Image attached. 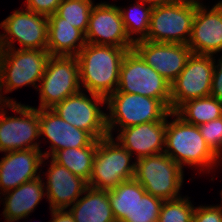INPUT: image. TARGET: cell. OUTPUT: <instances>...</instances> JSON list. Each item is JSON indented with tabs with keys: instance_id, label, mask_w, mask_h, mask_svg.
<instances>
[{
	"instance_id": "cell-1",
	"label": "cell",
	"mask_w": 222,
	"mask_h": 222,
	"mask_svg": "<svg viewBox=\"0 0 222 222\" xmlns=\"http://www.w3.org/2000/svg\"><path fill=\"white\" fill-rule=\"evenodd\" d=\"M131 49L86 43L76 55L80 86L104 98L116 92L121 62Z\"/></svg>"
},
{
	"instance_id": "cell-2",
	"label": "cell",
	"mask_w": 222,
	"mask_h": 222,
	"mask_svg": "<svg viewBox=\"0 0 222 222\" xmlns=\"http://www.w3.org/2000/svg\"><path fill=\"white\" fill-rule=\"evenodd\" d=\"M173 121L166 120L164 153L182 168L183 165L210 169L219 164V158L207 146L198 126L185 122L175 112H170ZM203 169V170H202Z\"/></svg>"
},
{
	"instance_id": "cell-3",
	"label": "cell",
	"mask_w": 222,
	"mask_h": 222,
	"mask_svg": "<svg viewBox=\"0 0 222 222\" xmlns=\"http://www.w3.org/2000/svg\"><path fill=\"white\" fill-rule=\"evenodd\" d=\"M50 56L47 49H0V104L17 103L2 96L3 89L9 93L29 84L37 89Z\"/></svg>"
},
{
	"instance_id": "cell-4",
	"label": "cell",
	"mask_w": 222,
	"mask_h": 222,
	"mask_svg": "<svg viewBox=\"0 0 222 222\" xmlns=\"http://www.w3.org/2000/svg\"><path fill=\"white\" fill-rule=\"evenodd\" d=\"M106 105L110 112L106 114V125L111 137L115 126L124 129L146 122H157L171 112L162 100L125 92H113L106 98Z\"/></svg>"
},
{
	"instance_id": "cell-5",
	"label": "cell",
	"mask_w": 222,
	"mask_h": 222,
	"mask_svg": "<svg viewBox=\"0 0 222 222\" xmlns=\"http://www.w3.org/2000/svg\"><path fill=\"white\" fill-rule=\"evenodd\" d=\"M132 157L113 136L99 139L88 186L109 191L123 181L133 179L135 162L130 163Z\"/></svg>"
},
{
	"instance_id": "cell-6",
	"label": "cell",
	"mask_w": 222,
	"mask_h": 222,
	"mask_svg": "<svg viewBox=\"0 0 222 222\" xmlns=\"http://www.w3.org/2000/svg\"><path fill=\"white\" fill-rule=\"evenodd\" d=\"M183 175L182 167L164 152L135 162L134 179L143 186L146 193L163 201L181 197L179 190Z\"/></svg>"
},
{
	"instance_id": "cell-7",
	"label": "cell",
	"mask_w": 222,
	"mask_h": 222,
	"mask_svg": "<svg viewBox=\"0 0 222 222\" xmlns=\"http://www.w3.org/2000/svg\"><path fill=\"white\" fill-rule=\"evenodd\" d=\"M199 0L153 7L146 41L188 44Z\"/></svg>"
},
{
	"instance_id": "cell-8",
	"label": "cell",
	"mask_w": 222,
	"mask_h": 222,
	"mask_svg": "<svg viewBox=\"0 0 222 222\" xmlns=\"http://www.w3.org/2000/svg\"><path fill=\"white\" fill-rule=\"evenodd\" d=\"M116 92L140 94L162 100L170 108V83L149 66L134 49L128 50L121 62Z\"/></svg>"
},
{
	"instance_id": "cell-9",
	"label": "cell",
	"mask_w": 222,
	"mask_h": 222,
	"mask_svg": "<svg viewBox=\"0 0 222 222\" xmlns=\"http://www.w3.org/2000/svg\"><path fill=\"white\" fill-rule=\"evenodd\" d=\"M39 109H52L65 98L81 91L76 56H50L39 82Z\"/></svg>"
},
{
	"instance_id": "cell-10",
	"label": "cell",
	"mask_w": 222,
	"mask_h": 222,
	"mask_svg": "<svg viewBox=\"0 0 222 222\" xmlns=\"http://www.w3.org/2000/svg\"><path fill=\"white\" fill-rule=\"evenodd\" d=\"M0 107V152L40 149L38 108L19 103L1 104ZM4 105L20 116H7Z\"/></svg>"
},
{
	"instance_id": "cell-11",
	"label": "cell",
	"mask_w": 222,
	"mask_h": 222,
	"mask_svg": "<svg viewBox=\"0 0 222 222\" xmlns=\"http://www.w3.org/2000/svg\"><path fill=\"white\" fill-rule=\"evenodd\" d=\"M89 95L91 97L85 95L82 90L65 98L52 110L65 122L87 131L94 139L99 140L109 136L106 113L98 107L99 104H106V98L93 93H89Z\"/></svg>"
},
{
	"instance_id": "cell-12",
	"label": "cell",
	"mask_w": 222,
	"mask_h": 222,
	"mask_svg": "<svg viewBox=\"0 0 222 222\" xmlns=\"http://www.w3.org/2000/svg\"><path fill=\"white\" fill-rule=\"evenodd\" d=\"M215 60L212 55L191 53L184 69L170 84L171 111L188 100L210 96Z\"/></svg>"
},
{
	"instance_id": "cell-13",
	"label": "cell",
	"mask_w": 222,
	"mask_h": 222,
	"mask_svg": "<svg viewBox=\"0 0 222 222\" xmlns=\"http://www.w3.org/2000/svg\"><path fill=\"white\" fill-rule=\"evenodd\" d=\"M0 26V49H13L17 40L19 49H47L48 16L30 10H15Z\"/></svg>"
},
{
	"instance_id": "cell-14",
	"label": "cell",
	"mask_w": 222,
	"mask_h": 222,
	"mask_svg": "<svg viewBox=\"0 0 222 222\" xmlns=\"http://www.w3.org/2000/svg\"><path fill=\"white\" fill-rule=\"evenodd\" d=\"M85 39L89 44L121 48L134 46L126 33L119 7L106 2L93 6Z\"/></svg>"
},
{
	"instance_id": "cell-15",
	"label": "cell",
	"mask_w": 222,
	"mask_h": 222,
	"mask_svg": "<svg viewBox=\"0 0 222 222\" xmlns=\"http://www.w3.org/2000/svg\"><path fill=\"white\" fill-rule=\"evenodd\" d=\"M133 49L170 84L184 69L191 49L187 44L162 43L141 40Z\"/></svg>"
},
{
	"instance_id": "cell-16",
	"label": "cell",
	"mask_w": 222,
	"mask_h": 222,
	"mask_svg": "<svg viewBox=\"0 0 222 222\" xmlns=\"http://www.w3.org/2000/svg\"><path fill=\"white\" fill-rule=\"evenodd\" d=\"M187 45L194 54L213 56L222 51V5L219 2L210 10L202 3L196 6Z\"/></svg>"
},
{
	"instance_id": "cell-17",
	"label": "cell",
	"mask_w": 222,
	"mask_h": 222,
	"mask_svg": "<svg viewBox=\"0 0 222 222\" xmlns=\"http://www.w3.org/2000/svg\"><path fill=\"white\" fill-rule=\"evenodd\" d=\"M38 115L40 136L48 138L52 150L43 153L45 160L59 150L86 147L95 140L87 131L65 122L52 109L38 108Z\"/></svg>"
},
{
	"instance_id": "cell-18",
	"label": "cell",
	"mask_w": 222,
	"mask_h": 222,
	"mask_svg": "<svg viewBox=\"0 0 222 222\" xmlns=\"http://www.w3.org/2000/svg\"><path fill=\"white\" fill-rule=\"evenodd\" d=\"M6 153L0 161V189L3 193L41 176L37 173L39 167L44 163L41 149Z\"/></svg>"
},
{
	"instance_id": "cell-19",
	"label": "cell",
	"mask_w": 222,
	"mask_h": 222,
	"mask_svg": "<svg viewBox=\"0 0 222 222\" xmlns=\"http://www.w3.org/2000/svg\"><path fill=\"white\" fill-rule=\"evenodd\" d=\"M146 122L120 129L117 141L131 154L137 153L136 159L164 152L166 120Z\"/></svg>"
},
{
	"instance_id": "cell-20",
	"label": "cell",
	"mask_w": 222,
	"mask_h": 222,
	"mask_svg": "<svg viewBox=\"0 0 222 222\" xmlns=\"http://www.w3.org/2000/svg\"><path fill=\"white\" fill-rule=\"evenodd\" d=\"M45 196L51 209H68L79 197L86 193L88 183L75 176L69 169L51 159L48 167Z\"/></svg>"
},
{
	"instance_id": "cell-21",
	"label": "cell",
	"mask_w": 222,
	"mask_h": 222,
	"mask_svg": "<svg viewBox=\"0 0 222 222\" xmlns=\"http://www.w3.org/2000/svg\"><path fill=\"white\" fill-rule=\"evenodd\" d=\"M85 34L57 13L48 16L47 50L52 56H76L85 46Z\"/></svg>"
},
{
	"instance_id": "cell-22",
	"label": "cell",
	"mask_w": 222,
	"mask_h": 222,
	"mask_svg": "<svg viewBox=\"0 0 222 222\" xmlns=\"http://www.w3.org/2000/svg\"><path fill=\"white\" fill-rule=\"evenodd\" d=\"M41 177L27 181L15 189L3 193L5 207L3 215L6 222H14L30 214L43 198L45 187ZM7 195V196H6Z\"/></svg>"
},
{
	"instance_id": "cell-23",
	"label": "cell",
	"mask_w": 222,
	"mask_h": 222,
	"mask_svg": "<svg viewBox=\"0 0 222 222\" xmlns=\"http://www.w3.org/2000/svg\"><path fill=\"white\" fill-rule=\"evenodd\" d=\"M86 192L69 209L75 222H117L112 213L108 191L88 186Z\"/></svg>"
},
{
	"instance_id": "cell-24",
	"label": "cell",
	"mask_w": 222,
	"mask_h": 222,
	"mask_svg": "<svg viewBox=\"0 0 222 222\" xmlns=\"http://www.w3.org/2000/svg\"><path fill=\"white\" fill-rule=\"evenodd\" d=\"M97 145L98 140L95 139L86 147L59 150L55 152L51 158L58 164L69 169L75 176L84 179L88 183Z\"/></svg>"
},
{
	"instance_id": "cell-25",
	"label": "cell",
	"mask_w": 222,
	"mask_h": 222,
	"mask_svg": "<svg viewBox=\"0 0 222 222\" xmlns=\"http://www.w3.org/2000/svg\"><path fill=\"white\" fill-rule=\"evenodd\" d=\"M146 194L143 186L134 178L123 181L108 191L113 216L117 222H123L133 211L139 197Z\"/></svg>"
},
{
	"instance_id": "cell-26",
	"label": "cell",
	"mask_w": 222,
	"mask_h": 222,
	"mask_svg": "<svg viewBox=\"0 0 222 222\" xmlns=\"http://www.w3.org/2000/svg\"><path fill=\"white\" fill-rule=\"evenodd\" d=\"M174 112L185 122L199 126L221 117L222 101L212 96L191 99L182 103Z\"/></svg>"
},
{
	"instance_id": "cell-27",
	"label": "cell",
	"mask_w": 222,
	"mask_h": 222,
	"mask_svg": "<svg viewBox=\"0 0 222 222\" xmlns=\"http://www.w3.org/2000/svg\"><path fill=\"white\" fill-rule=\"evenodd\" d=\"M145 6L146 4L141 1H137L128 10H123L124 8L119 6L126 33L133 43L145 40L149 31L153 7ZM136 34H139V37H132Z\"/></svg>"
},
{
	"instance_id": "cell-28",
	"label": "cell",
	"mask_w": 222,
	"mask_h": 222,
	"mask_svg": "<svg viewBox=\"0 0 222 222\" xmlns=\"http://www.w3.org/2000/svg\"><path fill=\"white\" fill-rule=\"evenodd\" d=\"M93 6L92 0H63L56 13L63 18V22L71 24L86 34Z\"/></svg>"
},
{
	"instance_id": "cell-29",
	"label": "cell",
	"mask_w": 222,
	"mask_h": 222,
	"mask_svg": "<svg viewBox=\"0 0 222 222\" xmlns=\"http://www.w3.org/2000/svg\"><path fill=\"white\" fill-rule=\"evenodd\" d=\"M194 210L188 197L163 201L158 222H192Z\"/></svg>"
},
{
	"instance_id": "cell-30",
	"label": "cell",
	"mask_w": 222,
	"mask_h": 222,
	"mask_svg": "<svg viewBox=\"0 0 222 222\" xmlns=\"http://www.w3.org/2000/svg\"><path fill=\"white\" fill-rule=\"evenodd\" d=\"M163 200L146 193L139 197L131 214L123 222H158Z\"/></svg>"
},
{
	"instance_id": "cell-31",
	"label": "cell",
	"mask_w": 222,
	"mask_h": 222,
	"mask_svg": "<svg viewBox=\"0 0 222 222\" xmlns=\"http://www.w3.org/2000/svg\"><path fill=\"white\" fill-rule=\"evenodd\" d=\"M198 128L207 146L219 159H222V118L201 124Z\"/></svg>"
},
{
	"instance_id": "cell-32",
	"label": "cell",
	"mask_w": 222,
	"mask_h": 222,
	"mask_svg": "<svg viewBox=\"0 0 222 222\" xmlns=\"http://www.w3.org/2000/svg\"><path fill=\"white\" fill-rule=\"evenodd\" d=\"M192 222H222V208L220 205L195 207Z\"/></svg>"
},
{
	"instance_id": "cell-33",
	"label": "cell",
	"mask_w": 222,
	"mask_h": 222,
	"mask_svg": "<svg viewBox=\"0 0 222 222\" xmlns=\"http://www.w3.org/2000/svg\"><path fill=\"white\" fill-rule=\"evenodd\" d=\"M63 0H25L26 9L49 16L55 14Z\"/></svg>"
},
{
	"instance_id": "cell-34",
	"label": "cell",
	"mask_w": 222,
	"mask_h": 222,
	"mask_svg": "<svg viewBox=\"0 0 222 222\" xmlns=\"http://www.w3.org/2000/svg\"><path fill=\"white\" fill-rule=\"evenodd\" d=\"M210 96L222 101V56L214 65Z\"/></svg>"
},
{
	"instance_id": "cell-35",
	"label": "cell",
	"mask_w": 222,
	"mask_h": 222,
	"mask_svg": "<svg viewBox=\"0 0 222 222\" xmlns=\"http://www.w3.org/2000/svg\"><path fill=\"white\" fill-rule=\"evenodd\" d=\"M52 220L49 222H75L69 210L51 209Z\"/></svg>"
},
{
	"instance_id": "cell-36",
	"label": "cell",
	"mask_w": 222,
	"mask_h": 222,
	"mask_svg": "<svg viewBox=\"0 0 222 222\" xmlns=\"http://www.w3.org/2000/svg\"><path fill=\"white\" fill-rule=\"evenodd\" d=\"M138 1H141L145 4H149V6L151 7H156V6L166 5V4L178 3L185 0H138Z\"/></svg>"
}]
</instances>
